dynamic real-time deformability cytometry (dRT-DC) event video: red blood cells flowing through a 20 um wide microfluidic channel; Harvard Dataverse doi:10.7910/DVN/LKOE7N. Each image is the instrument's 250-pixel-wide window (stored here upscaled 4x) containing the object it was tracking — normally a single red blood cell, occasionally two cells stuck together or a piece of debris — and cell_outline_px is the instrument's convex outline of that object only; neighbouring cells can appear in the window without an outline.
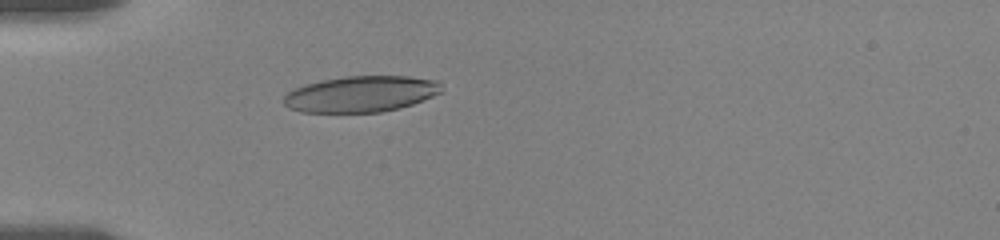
{"species": "human", "species_latin": "Homo sapiens", "temperature_condition": "room temperature", "stored_images_in_passage": 11, "camera_frame_rate_fps": 3000, "um_per_image_px": 0.085, "donor": {"sex": "female"}, "frame": {"image": 1, "passage_image": 7, "time_ms": 5.667, "image_size_px": [1000, 240], "cell_outline_px": [[440, 92], [432, 96], [412, 104], [400, 108], [380, 112], [300, 112], [288, 108], [284, 104], [284, 96], [288, 92], [304, 84], [344, 76], [408, 76], [436, 80], [440, 84]], "centroid_in_image_um": [30.65, 7.99], "position_along_channel_um": 54.3, "area_um2": 33.0}}
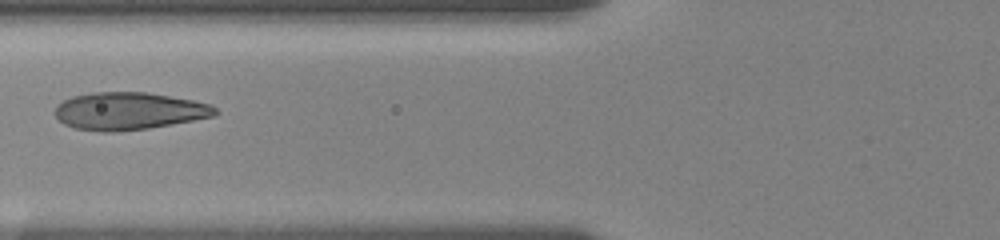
{"frame": {"image": 2, "passage_image": 10, "time_ms": 7.667, "image_size_px": [1000, 240], "cell_outline_px": [[220, 112], [216, 116], [172, 124], [148, 128], [112, 132], [104, 132], [76, 128], [64, 124], [56, 116], [56, 108], [64, 100], [72, 96], [92, 92], [148, 92], [192, 100], [208, 104], [216, 108]], "centroid_in_image_um": [10.99, 9.43], "position_along_channel_um": 114.8, "area_um2": 34.8}}